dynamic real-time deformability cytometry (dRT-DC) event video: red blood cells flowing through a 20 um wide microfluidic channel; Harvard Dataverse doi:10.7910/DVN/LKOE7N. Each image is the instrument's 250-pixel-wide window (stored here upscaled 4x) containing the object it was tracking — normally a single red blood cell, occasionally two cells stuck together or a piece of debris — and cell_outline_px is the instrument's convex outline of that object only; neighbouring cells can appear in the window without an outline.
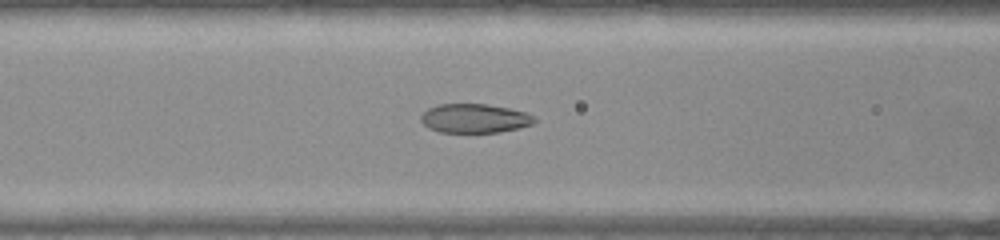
{"species": "common noctule bat (a hibernating species)", "species_latin": "Nyctalus noctula", "temperature_condition": "warm", "stored_images_in_passage": 42, "camera_frame_rate_fps": 3000, "um_per_image_px": 0.085, "animal": {"sex": "female", "body_mass_g": 22.0, "forearm_length_mm": 56.7}, "frame": {"image": 1, "passage_image": 16, "time_ms": 5.0, "image_size_px": [1000, 240], "cell_outline_px": [[536, 120], [532, 124], [520, 128], [500, 132], [440, 132], [428, 128], [420, 120], [420, 116], [428, 108], [440, 104], [488, 104], [508, 108], [524, 112], [532, 116]], "centroid_in_image_um": [40.32, 10.06], "position_along_channel_um": 126.3, "area_um2": 19.13}}
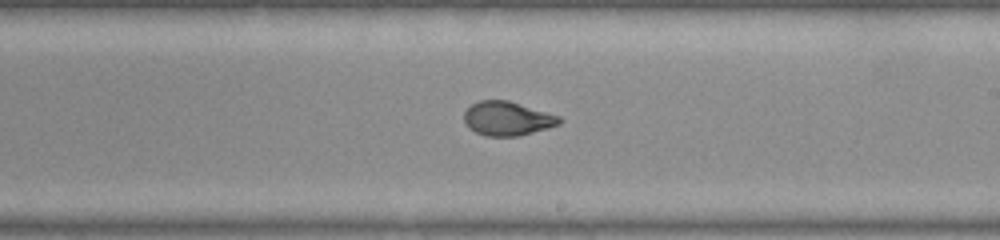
{"frame": {"image": 2, "passage_image": 25, "time_ms": 8.0, "image_size_px": [1000, 240], "cell_outline_px": [[564, 120], [560, 124], [548, 128], [520, 136], [484, 136], [468, 128], [464, 120], [464, 112], [472, 104], [480, 100], [508, 100], [560, 116]], "centroid_in_image_um": [43.14, 10.08], "position_along_channel_um": 245.9, "area_um2": 19.02}}
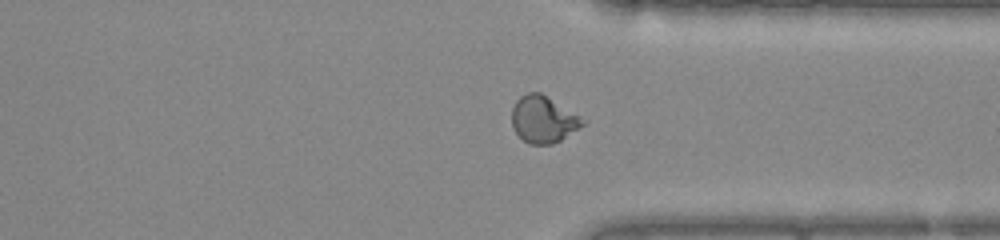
{"frame": {"image": 3, "passage_image": 34, "time_ms": 11.0, "image_size_px": [1000, 240], "cell_outline_px": [[588, 120], [584, 124], [560, 140], [552, 144], [528, 144], [512, 128], [512, 108], [516, 100], [520, 96], [528, 92], [540, 92]], "centroid_in_image_um": [46.18, 10.13], "position_along_channel_um": 365.2, "area_um2": 19.31}}